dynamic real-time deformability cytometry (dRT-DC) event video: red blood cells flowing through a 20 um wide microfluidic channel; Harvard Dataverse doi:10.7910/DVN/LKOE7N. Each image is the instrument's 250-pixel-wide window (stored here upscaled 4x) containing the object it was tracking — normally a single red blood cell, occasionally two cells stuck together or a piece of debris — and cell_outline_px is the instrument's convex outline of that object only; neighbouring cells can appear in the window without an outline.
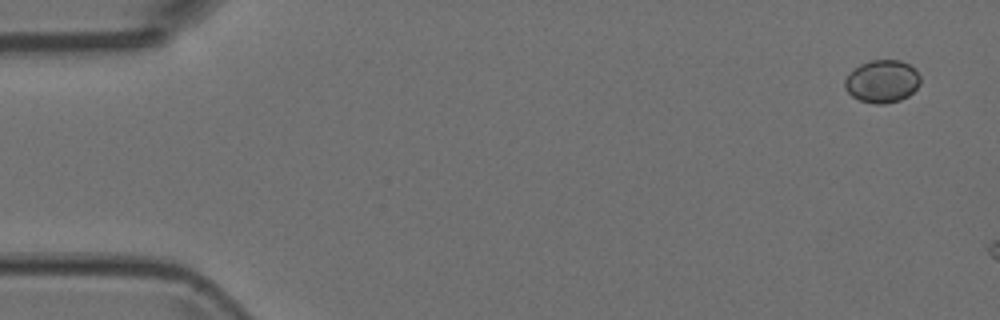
{"species": "Egyptian fruit bat (a non-hibernating species)", "species_latin": "Rousettus aegyptiacus", "temperature_condition": "room temperature", "stored_images_in_passage": 2, "camera_frame_rate_fps": 3000, "um_per_image_px": 0.085, "animal": {"sex": "female"}, "frame": {"image": 1, "passage_image": 1, "time_ms": 0.0, "image_size_px": [1000, 320], "cell_outline_px": [[920, 84], [908, 96], [900, 100], [884, 104], [876, 104], [860, 100], [852, 96], [844, 88], [844, 80], [860, 64], [872, 60], [900, 60], [916, 68], [920, 76]], "centroid_in_image_um": [75.0, 6.91], "position_along_channel_um": 10.0, "area_um2": 18.73}}